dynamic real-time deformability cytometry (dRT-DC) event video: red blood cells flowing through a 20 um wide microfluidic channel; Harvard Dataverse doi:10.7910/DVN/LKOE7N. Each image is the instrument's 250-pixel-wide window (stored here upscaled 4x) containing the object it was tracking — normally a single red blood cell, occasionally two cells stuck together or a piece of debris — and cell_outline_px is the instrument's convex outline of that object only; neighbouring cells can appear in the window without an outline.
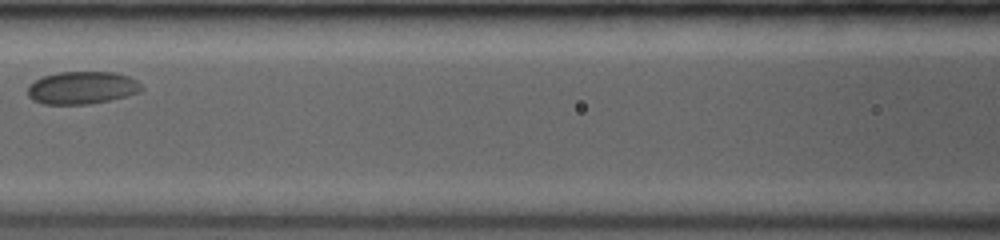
{"species": "common noctule bat (a hibernating species)", "species_latin": "Nyctalus noctula", "temperature_condition": "room temperature", "stored_images_in_passage": 6, "camera_frame_rate_fps": 3500, "um_per_image_px": 0.085, "animal": {"sex": "female", "body_mass_g": 19.0, "forearm_length_mm": 53.3}, "frame": {"image": 1, "passage_image": 6, "time_ms": 3.429, "image_size_px": [1000, 240], "cell_outline_px": [[144, 88], [140, 92], [128, 96], [88, 104], [44, 104], [32, 100], [28, 96], [28, 88], [36, 80], [44, 76], [60, 72], [112, 72], [128, 76], [136, 80]], "centroid_in_image_um": [7.0, 7.46], "position_along_channel_um": 159.6, "area_um2": 21.5}}